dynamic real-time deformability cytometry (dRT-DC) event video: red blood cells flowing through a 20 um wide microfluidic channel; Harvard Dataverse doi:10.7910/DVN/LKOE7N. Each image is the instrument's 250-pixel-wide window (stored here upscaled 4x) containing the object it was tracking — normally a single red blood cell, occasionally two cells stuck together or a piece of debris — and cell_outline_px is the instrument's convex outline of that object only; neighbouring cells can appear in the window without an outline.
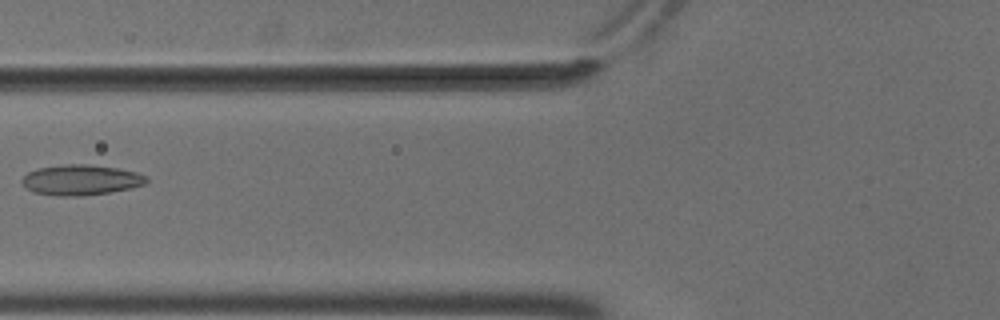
{"species": "common noctule bat (a hibernating species)", "species_latin": "Nyctalus noctula", "temperature_condition": "cold", "stored_images_in_passage": 7, "camera_frame_rate_fps": 3000, "um_per_image_px": 0.085, "animal": {"sex": "male", "body_mass_g": 18.8}, "frame": {"image": 1, "passage_image": 6, "time_ms": 1.667, "image_size_px": [1000, 320], "cell_outline_px": [[148, 184], [132, 188], [108, 192], [80, 196], [60, 196], [32, 192], [20, 180], [28, 172], [36, 168], [64, 164], [88, 164], [116, 168], [136, 172], [148, 176]], "centroid_in_image_um": [6.9, 15.29], "position_along_channel_um": 118.9, "area_um2": 22.14}}
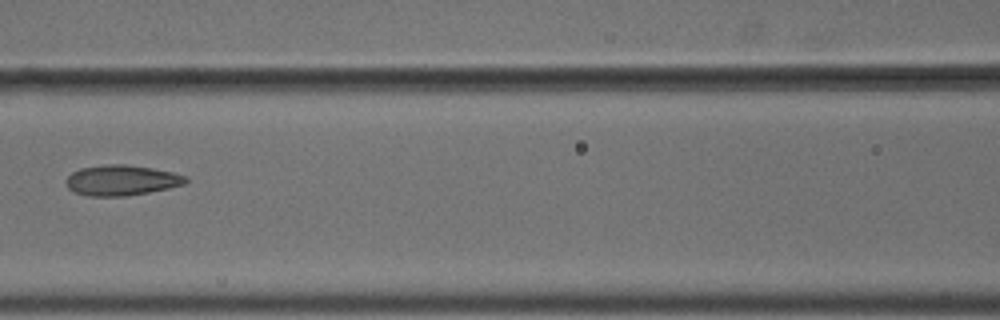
{"frame": {"image": 2, "passage_image": 7, "time_ms": 2.0, "image_size_px": [1000, 320], "cell_outline_px": [[188, 180], [184, 184], [168, 188], [148, 192], [124, 196], [88, 196], [76, 192], [68, 188], [64, 180], [72, 172], [80, 168], [112, 164], [128, 164], [152, 168], [172, 172], [188, 176]], "centroid_in_image_um": [10.33, 15.32], "position_along_channel_um": 156.3, "area_um2": 21.15}}